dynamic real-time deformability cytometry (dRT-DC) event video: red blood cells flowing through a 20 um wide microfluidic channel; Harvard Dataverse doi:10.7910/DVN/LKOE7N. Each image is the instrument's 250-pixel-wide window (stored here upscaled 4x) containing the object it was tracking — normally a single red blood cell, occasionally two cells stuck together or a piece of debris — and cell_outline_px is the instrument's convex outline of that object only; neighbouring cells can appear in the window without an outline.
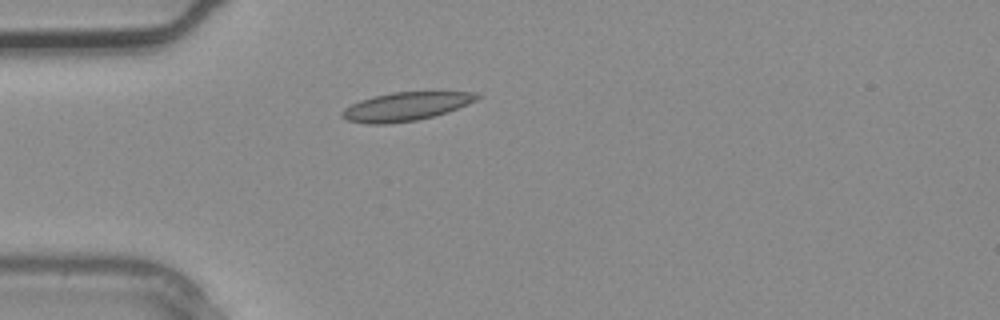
{"species": "common noctule bat (a hibernating species)", "species_latin": "Nyctalus noctula", "temperature_condition": "warm", "stored_images_in_passage": 3, "camera_frame_rate_fps": 3000, "um_per_image_px": 0.085, "animal": {"sex": "male", "body_mass_g": 20.4}, "frame": {"image": 1, "passage_image": 3, "time_ms": 0.667, "image_size_px": [1000, 320], "cell_outline_px": [[484, 96], [468, 104], [448, 112], [416, 120], [388, 124], [364, 124], [348, 120], [340, 116], [340, 112], [344, 108], [360, 100], [372, 96], [392, 92], [476, 92]], "centroid_in_image_um": [34.48, 9.05], "position_along_channel_um": 50.5, "area_um2": 22.54}}